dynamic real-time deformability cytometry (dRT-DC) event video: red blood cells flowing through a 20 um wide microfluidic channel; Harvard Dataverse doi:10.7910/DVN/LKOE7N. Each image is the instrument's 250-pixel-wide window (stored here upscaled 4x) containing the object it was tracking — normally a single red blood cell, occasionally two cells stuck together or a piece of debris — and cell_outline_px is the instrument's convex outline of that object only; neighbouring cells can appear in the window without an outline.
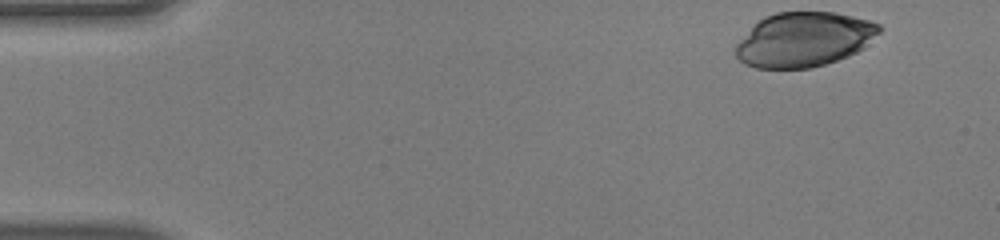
{"species": "human", "species_latin": "Homo sapiens", "temperature_condition": "warm", "stored_images_in_passage": 47, "camera_frame_rate_fps": 3000, "um_per_image_px": 0.085, "donor": {"sex": "male"}, "frame": {"image": 1, "passage_image": 1, "time_ms": 0.0, "image_size_px": [1000, 240], "cell_outline_px": [[884, 28], [864, 48], [848, 56], [812, 68], [756, 68], [744, 64], [736, 56], [736, 44], [764, 16], [776, 12], [836, 12], [868, 20], [880, 24]], "centroid_in_image_um": [68.37, 3.35], "position_along_channel_um": 16.6, "area_um2": 45.49}}
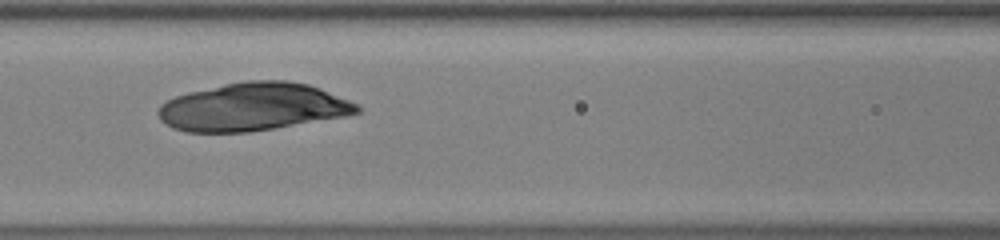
{"frame": {"image": 2, "passage_image": 19, "time_ms": 6.0, "image_size_px": [1000, 240], "cell_outline_px": [[360, 112], [344, 116], [248, 132], [184, 132], [172, 128], [160, 120], [156, 112], [160, 104], [176, 96], [188, 92], [224, 84], [244, 80], [288, 80], [308, 84], [320, 88], [360, 104]], "centroid_in_image_um": [21.47, 9.08], "position_along_channel_um": 145.1, "area_um2": 55.55}}
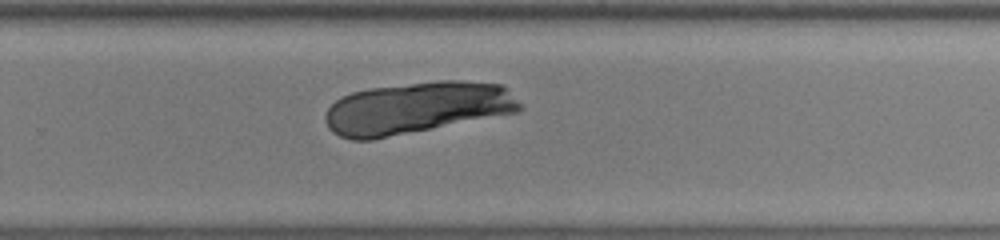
{"frame": {"image": 3, "passage_image": 30, "time_ms": 9.667, "image_size_px": [1000, 240], "cell_outline_px": [[520, 108], [516, 112], [372, 140], [352, 140], [340, 136], [332, 132], [328, 128], [324, 120], [324, 116], [328, 108], [336, 100], [352, 92], [368, 88], [436, 80], [464, 80], [504, 84], [520, 104]], "centroid_in_image_um": [35.39, 9.16], "position_along_channel_um": 294.4, "area_um2": 58.78}}